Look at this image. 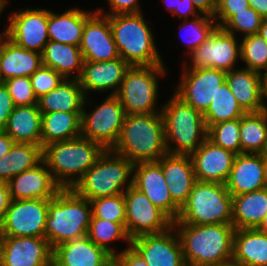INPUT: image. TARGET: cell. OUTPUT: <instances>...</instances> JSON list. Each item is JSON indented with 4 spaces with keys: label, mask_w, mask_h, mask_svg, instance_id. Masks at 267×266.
<instances>
[{
    "label": "cell",
    "mask_w": 267,
    "mask_h": 266,
    "mask_svg": "<svg viewBox=\"0 0 267 266\" xmlns=\"http://www.w3.org/2000/svg\"><path fill=\"white\" fill-rule=\"evenodd\" d=\"M42 65L41 53L20 47L6 37L0 52V82L16 77H30Z\"/></svg>",
    "instance_id": "26"
},
{
    "label": "cell",
    "mask_w": 267,
    "mask_h": 266,
    "mask_svg": "<svg viewBox=\"0 0 267 266\" xmlns=\"http://www.w3.org/2000/svg\"><path fill=\"white\" fill-rule=\"evenodd\" d=\"M116 257L125 266H149L140 253L132 245L119 252Z\"/></svg>",
    "instance_id": "49"
},
{
    "label": "cell",
    "mask_w": 267,
    "mask_h": 266,
    "mask_svg": "<svg viewBox=\"0 0 267 266\" xmlns=\"http://www.w3.org/2000/svg\"><path fill=\"white\" fill-rule=\"evenodd\" d=\"M161 109L167 153L191 155L207 139L208 129L203 114L175 93ZM169 143L176 144V149Z\"/></svg>",
    "instance_id": "6"
},
{
    "label": "cell",
    "mask_w": 267,
    "mask_h": 266,
    "mask_svg": "<svg viewBox=\"0 0 267 266\" xmlns=\"http://www.w3.org/2000/svg\"><path fill=\"white\" fill-rule=\"evenodd\" d=\"M126 201L125 229L129 238L166 231L173 222L148 197L133 185L124 192Z\"/></svg>",
    "instance_id": "11"
},
{
    "label": "cell",
    "mask_w": 267,
    "mask_h": 266,
    "mask_svg": "<svg viewBox=\"0 0 267 266\" xmlns=\"http://www.w3.org/2000/svg\"><path fill=\"white\" fill-rule=\"evenodd\" d=\"M6 37H7V30L5 29V31L2 34H0V52H1V48Z\"/></svg>",
    "instance_id": "63"
},
{
    "label": "cell",
    "mask_w": 267,
    "mask_h": 266,
    "mask_svg": "<svg viewBox=\"0 0 267 266\" xmlns=\"http://www.w3.org/2000/svg\"><path fill=\"white\" fill-rule=\"evenodd\" d=\"M10 202L11 198L8 183L0 182V228L4 223Z\"/></svg>",
    "instance_id": "50"
},
{
    "label": "cell",
    "mask_w": 267,
    "mask_h": 266,
    "mask_svg": "<svg viewBox=\"0 0 267 266\" xmlns=\"http://www.w3.org/2000/svg\"><path fill=\"white\" fill-rule=\"evenodd\" d=\"M173 224H232V195L226 185L196 181Z\"/></svg>",
    "instance_id": "8"
},
{
    "label": "cell",
    "mask_w": 267,
    "mask_h": 266,
    "mask_svg": "<svg viewBox=\"0 0 267 266\" xmlns=\"http://www.w3.org/2000/svg\"><path fill=\"white\" fill-rule=\"evenodd\" d=\"M7 183L11 200L52 199L62 189L44 161L14 176Z\"/></svg>",
    "instance_id": "21"
},
{
    "label": "cell",
    "mask_w": 267,
    "mask_h": 266,
    "mask_svg": "<svg viewBox=\"0 0 267 266\" xmlns=\"http://www.w3.org/2000/svg\"><path fill=\"white\" fill-rule=\"evenodd\" d=\"M225 185L232 196L264 189V157L253 153L236 155Z\"/></svg>",
    "instance_id": "24"
},
{
    "label": "cell",
    "mask_w": 267,
    "mask_h": 266,
    "mask_svg": "<svg viewBox=\"0 0 267 266\" xmlns=\"http://www.w3.org/2000/svg\"><path fill=\"white\" fill-rule=\"evenodd\" d=\"M7 0H0V13L2 12L3 8L7 5Z\"/></svg>",
    "instance_id": "64"
},
{
    "label": "cell",
    "mask_w": 267,
    "mask_h": 266,
    "mask_svg": "<svg viewBox=\"0 0 267 266\" xmlns=\"http://www.w3.org/2000/svg\"><path fill=\"white\" fill-rule=\"evenodd\" d=\"M132 185L142 191L172 222L180 208L172 201L162 167L157 161L139 162L133 166Z\"/></svg>",
    "instance_id": "17"
},
{
    "label": "cell",
    "mask_w": 267,
    "mask_h": 266,
    "mask_svg": "<svg viewBox=\"0 0 267 266\" xmlns=\"http://www.w3.org/2000/svg\"><path fill=\"white\" fill-rule=\"evenodd\" d=\"M130 67L121 57L101 62L84 61L78 81L85 97L89 90L104 92L113 88L111 95H115Z\"/></svg>",
    "instance_id": "22"
},
{
    "label": "cell",
    "mask_w": 267,
    "mask_h": 266,
    "mask_svg": "<svg viewBox=\"0 0 267 266\" xmlns=\"http://www.w3.org/2000/svg\"><path fill=\"white\" fill-rule=\"evenodd\" d=\"M262 77L263 74L246 68L226 74L231 92L246 113L263 111Z\"/></svg>",
    "instance_id": "27"
},
{
    "label": "cell",
    "mask_w": 267,
    "mask_h": 266,
    "mask_svg": "<svg viewBox=\"0 0 267 266\" xmlns=\"http://www.w3.org/2000/svg\"><path fill=\"white\" fill-rule=\"evenodd\" d=\"M133 166L124 156L107 149L72 189L89 201L119 195L132 185ZM128 178L130 181L124 190Z\"/></svg>",
    "instance_id": "7"
},
{
    "label": "cell",
    "mask_w": 267,
    "mask_h": 266,
    "mask_svg": "<svg viewBox=\"0 0 267 266\" xmlns=\"http://www.w3.org/2000/svg\"><path fill=\"white\" fill-rule=\"evenodd\" d=\"M186 266H218L232 261V224H173Z\"/></svg>",
    "instance_id": "1"
},
{
    "label": "cell",
    "mask_w": 267,
    "mask_h": 266,
    "mask_svg": "<svg viewBox=\"0 0 267 266\" xmlns=\"http://www.w3.org/2000/svg\"><path fill=\"white\" fill-rule=\"evenodd\" d=\"M14 108L15 105L8 88L3 82H0V130H3L6 126L8 118Z\"/></svg>",
    "instance_id": "47"
},
{
    "label": "cell",
    "mask_w": 267,
    "mask_h": 266,
    "mask_svg": "<svg viewBox=\"0 0 267 266\" xmlns=\"http://www.w3.org/2000/svg\"><path fill=\"white\" fill-rule=\"evenodd\" d=\"M86 97L78 79H64L55 89L38 98L41 113L82 112Z\"/></svg>",
    "instance_id": "32"
},
{
    "label": "cell",
    "mask_w": 267,
    "mask_h": 266,
    "mask_svg": "<svg viewBox=\"0 0 267 266\" xmlns=\"http://www.w3.org/2000/svg\"><path fill=\"white\" fill-rule=\"evenodd\" d=\"M164 65L131 66L115 94L128 114H154L158 96L157 75H164Z\"/></svg>",
    "instance_id": "9"
},
{
    "label": "cell",
    "mask_w": 267,
    "mask_h": 266,
    "mask_svg": "<svg viewBox=\"0 0 267 266\" xmlns=\"http://www.w3.org/2000/svg\"><path fill=\"white\" fill-rule=\"evenodd\" d=\"M184 23L187 24V26H190H188L187 29L191 28L189 30L191 31V34H189L188 37L190 39L187 41L188 53L197 49L204 41L209 38L213 31L218 27L214 18L205 14H203V16L199 15L195 18H192V20H188V22L187 20H184L183 25H185ZM181 27L184 28V26H180V28ZM182 28L181 30H183Z\"/></svg>",
    "instance_id": "43"
},
{
    "label": "cell",
    "mask_w": 267,
    "mask_h": 266,
    "mask_svg": "<svg viewBox=\"0 0 267 266\" xmlns=\"http://www.w3.org/2000/svg\"><path fill=\"white\" fill-rule=\"evenodd\" d=\"M43 161V147L30 143H14L10 151L0 158V182L29 170Z\"/></svg>",
    "instance_id": "35"
},
{
    "label": "cell",
    "mask_w": 267,
    "mask_h": 266,
    "mask_svg": "<svg viewBox=\"0 0 267 266\" xmlns=\"http://www.w3.org/2000/svg\"><path fill=\"white\" fill-rule=\"evenodd\" d=\"M262 93H263V111H267L266 102L264 101V99L267 97V73H263V77H262Z\"/></svg>",
    "instance_id": "55"
},
{
    "label": "cell",
    "mask_w": 267,
    "mask_h": 266,
    "mask_svg": "<svg viewBox=\"0 0 267 266\" xmlns=\"http://www.w3.org/2000/svg\"><path fill=\"white\" fill-rule=\"evenodd\" d=\"M248 2L263 19H267V0H248Z\"/></svg>",
    "instance_id": "54"
},
{
    "label": "cell",
    "mask_w": 267,
    "mask_h": 266,
    "mask_svg": "<svg viewBox=\"0 0 267 266\" xmlns=\"http://www.w3.org/2000/svg\"><path fill=\"white\" fill-rule=\"evenodd\" d=\"M41 125L42 113L37 104L15 106L3 130L15 143L41 146Z\"/></svg>",
    "instance_id": "28"
},
{
    "label": "cell",
    "mask_w": 267,
    "mask_h": 266,
    "mask_svg": "<svg viewBox=\"0 0 267 266\" xmlns=\"http://www.w3.org/2000/svg\"><path fill=\"white\" fill-rule=\"evenodd\" d=\"M92 215L112 222H126V201L124 193L91 200Z\"/></svg>",
    "instance_id": "41"
},
{
    "label": "cell",
    "mask_w": 267,
    "mask_h": 266,
    "mask_svg": "<svg viewBox=\"0 0 267 266\" xmlns=\"http://www.w3.org/2000/svg\"><path fill=\"white\" fill-rule=\"evenodd\" d=\"M157 162L162 167L172 201L181 209L196 182L190 155L166 153Z\"/></svg>",
    "instance_id": "23"
},
{
    "label": "cell",
    "mask_w": 267,
    "mask_h": 266,
    "mask_svg": "<svg viewBox=\"0 0 267 266\" xmlns=\"http://www.w3.org/2000/svg\"><path fill=\"white\" fill-rule=\"evenodd\" d=\"M245 113L225 81L220 85L203 117L208 129L213 124L241 118Z\"/></svg>",
    "instance_id": "37"
},
{
    "label": "cell",
    "mask_w": 267,
    "mask_h": 266,
    "mask_svg": "<svg viewBox=\"0 0 267 266\" xmlns=\"http://www.w3.org/2000/svg\"><path fill=\"white\" fill-rule=\"evenodd\" d=\"M236 154L215 145L208 138L193 152L196 181L226 184Z\"/></svg>",
    "instance_id": "20"
},
{
    "label": "cell",
    "mask_w": 267,
    "mask_h": 266,
    "mask_svg": "<svg viewBox=\"0 0 267 266\" xmlns=\"http://www.w3.org/2000/svg\"><path fill=\"white\" fill-rule=\"evenodd\" d=\"M196 7L200 11L201 14L209 15L211 17L214 16L217 6V0H191Z\"/></svg>",
    "instance_id": "51"
},
{
    "label": "cell",
    "mask_w": 267,
    "mask_h": 266,
    "mask_svg": "<svg viewBox=\"0 0 267 266\" xmlns=\"http://www.w3.org/2000/svg\"><path fill=\"white\" fill-rule=\"evenodd\" d=\"M109 18L120 57L131 66L163 64L142 13L115 14Z\"/></svg>",
    "instance_id": "5"
},
{
    "label": "cell",
    "mask_w": 267,
    "mask_h": 266,
    "mask_svg": "<svg viewBox=\"0 0 267 266\" xmlns=\"http://www.w3.org/2000/svg\"><path fill=\"white\" fill-rule=\"evenodd\" d=\"M49 200H11L0 236L45 237Z\"/></svg>",
    "instance_id": "12"
},
{
    "label": "cell",
    "mask_w": 267,
    "mask_h": 266,
    "mask_svg": "<svg viewBox=\"0 0 267 266\" xmlns=\"http://www.w3.org/2000/svg\"><path fill=\"white\" fill-rule=\"evenodd\" d=\"M267 134V111L248 112L240 118L241 154H258Z\"/></svg>",
    "instance_id": "36"
},
{
    "label": "cell",
    "mask_w": 267,
    "mask_h": 266,
    "mask_svg": "<svg viewBox=\"0 0 267 266\" xmlns=\"http://www.w3.org/2000/svg\"><path fill=\"white\" fill-rule=\"evenodd\" d=\"M64 79L54 69L43 65L30 76L32 88L37 98L55 89Z\"/></svg>",
    "instance_id": "45"
},
{
    "label": "cell",
    "mask_w": 267,
    "mask_h": 266,
    "mask_svg": "<svg viewBox=\"0 0 267 266\" xmlns=\"http://www.w3.org/2000/svg\"><path fill=\"white\" fill-rule=\"evenodd\" d=\"M232 261L246 266H267V233L256 228L236 229Z\"/></svg>",
    "instance_id": "29"
},
{
    "label": "cell",
    "mask_w": 267,
    "mask_h": 266,
    "mask_svg": "<svg viewBox=\"0 0 267 266\" xmlns=\"http://www.w3.org/2000/svg\"><path fill=\"white\" fill-rule=\"evenodd\" d=\"M198 13L191 0H180L179 11H174L173 14H178L180 19L183 18V16L187 19V17L191 15L194 17L199 16L200 14Z\"/></svg>",
    "instance_id": "52"
},
{
    "label": "cell",
    "mask_w": 267,
    "mask_h": 266,
    "mask_svg": "<svg viewBox=\"0 0 267 266\" xmlns=\"http://www.w3.org/2000/svg\"><path fill=\"white\" fill-rule=\"evenodd\" d=\"M264 180L265 188H267V158H264Z\"/></svg>",
    "instance_id": "62"
},
{
    "label": "cell",
    "mask_w": 267,
    "mask_h": 266,
    "mask_svg": "<svg viewBox=\"0 0 267 266\" xmlns=\"http://www.w3.org/2000/svg\"><path fill=\"white\" fill-rule=\"evenodd\" d=\"M8 88L15 106H28L38 103L30 77H16L3 82Z\"/></svg>",
    "instance_id": "44"
},
{
    "label": "cell",
    "mask_w": 267,
    "mask_h": 266,
    "mask_svg": "<svg viewBox=\"0 0 267 266\" xmlns=\"http://www.w3.org/2000/svg\"><path fill=\"white\" fill-rule=\"evenodd\" d=\"M104 151L99 143L80 136L43 147V161L55 182L62 189H71Z\"/></svg>",
    "instance_id": "4"
},
{
    "label": "cell",
    "mask_w": 267,
    "mask_h": 266,
    "mask_svg": "<svg viewBox=\"0 0 267 266\" xmlns=\"http://www.w3.org/2000/svg\"><path fill=\"white\" fill-rule=\"evenodd\" d=\"M192 67L188 69L214 68L229 72L234 69L240 55V44L235 34L217 27L209 38L190 53Z\"/></svg>",
    "instance_id": "13"
},
{
    "label": "cell",
    "mask_w": 267,
    "mask_h": 266,
    "mask_svg": "<svg viewBox=\"0 0 267 266\" xmlns=\"http://www.w3.org/2000/svg\"><path fill=\"white\" fill-rule=\"evenodd\" d=\"M110 13H105L104 16L115 14L140 13L138 0H108Z\"/></svg>",
    "instance_id": "48"
},
{
    "label": "cell",
    "mask_w": 267,
    "mask_h": 266,
    "mask_svg": "<svg viewBox=\"0 0 267 266\" xmlns=\"http://www.w3.org/2000/svg\"><path fill=\"white\" fill-rule=\"evenodd\" d=\"M11 13L6 28L7 37L20 47L42 54L49 41L48 10L26 9Z\"/></svg>",
    "instance_id": "16"
},
{
    "label": "cell",
    "mask_w": 267,
    "mask_h": 266,
    "mask_svg": "<svg viewBox=\"0 0 267 266\" xmlns=\"http://www.w3.org/2000/svg\"><path fill=\"white\" fill-rule=\"evenodd\" d=\"M81 114L63 111L42 113L41 146L80 137Z\"/></svg>",
    "instance_id": "33"
},
{
    "label": "cell",
    "mask_w": 267,
    "mask_h": 266,
    "mask_svg": "<svg viewBox=\"0 0 267 266\" xmlns=\"http://www.w3.org/2000/svg\"><path fill=\"white\" fill-rule=\"evenodd\" d=\"M84 59L79 46L49 40L42 52L43 66L50 67L65 79L76 71L78 79L82 72ZM78 70V71H77Z\"/></svg>",
    "instance_id": "34"
},
{
    "label": "cell",
    "mask_w": 267,
    "mask_h": 266,
    "mask_svg": "<svg viewBox=\"0 0 267 266\" xmlns=\"http://www.w3.org/2000/svg\"><path fill=\"white\" fill-rule=\"evenodd\" d=\"M14 143L4 130H0V158L10 151Z\"/></svg>",
    "instance_id": "53"
},
{
    "label": "cell",
    "mask_w": 267,
    "mask_h": 266,
    "mask_svg": "<svg viewBox=\"0 0 267 266\" xmlns=\"http://www.w3.org/2000/svg\"><path fill=\"white\" fill-rule=\"evenodd\" d=\"M81 114V136L99 143L105 150L118 141L126 113L116 95H109L92 113Z\"/></svg>",
    "instance_id": "10"
},
{
    "label": "cell",
    "mask_w": 267,
    "mask_h": 266,
    "mask_svg": "<svg viewBox=\"0 0 267 266\" xmlns=\"http://www.w3.org/2000/svg\"><path fill=\"white\" fill-rule=\"evenodd\" d=\"M258 154H260L264 158H267V134H266V139L261 148V151Z\"/></svg>",
    "instance_id": "60"
},
{
    "label": "cell",
    "mask_w": 267,
    "mask_h": 266,
    "mask_svg": "<svg viewBox=\"0 0 267 266\" xmlns=\"http://www.w3.org/2000/svg\"><path fill=\"white\" fill-rule=\"evenodd\" d=\"M240 59L245 61L246 69L267 73V42L259 34L243 37L240 43Z\"/></svg>",
    "instance_id": "39"
},
{
    "label": "cell",
    "mask_w": 267,
    "mask_h": 266,
    "mask_svg": "<svg viewBox=\"0 0 267 266\" xmlns=\"http://www.w3.org/2000/svg\"><path fill=\"white\" fill-rule=\"evenodd\" d=\"M87 237L112 256H116L117 253L110 247L109 242L123 239L129 242V246L131 245V239L125 229V222H112L95 218L93 215L91 216Z\"/></svg>",
    "instance_id": "38"
},
{
    "label": "cell",
    "mask_w": 267,
    "mask_h": 266,
    "mask_svg": "<svg viewBox=\"0 0 267 266\" xmlns=\"http://www.w3.org/2000/svg\"><path fill=\"white\" fill-rule=\"evenodd\" d=\"M258 231L267 233V213L264 216L262 222L260 223V225L256 228Z\"/></svg>",
    "instance_id": "58"
},
{
    "label": "cell",
    "mask_w": 267,
    "mask_h": 266,
    "mask_svg": "<svg viewBox=\"0 0 267 266\" xmlns=\"http://www.w3.org/2000/svg\"><path fill=\"white\" fill-rule=\"evenodd\" d=\"M111 150L133 164L158 161L167 153L161 112L126 115L118 141Z\"/></svg>",
    "instance_id": "2"
},
{
    "label": "cell",
    "mask_w": 267,
    "mask_h": 266,
    "mask_svg": "<svg viewBox=\"0 0 267 266\" xmlns=\"http://www.w3.org/2000/svg\"><path fill=\"white\" fill-rule=\"evenodd\" d=\"M113 256L87 236L61 243L53 249V266H108Z\"/></svg>",
    "instance_id": "25"
},
{
    "label": "cell",
    "mask_w": 267,
    "mask_h": 266,
    "mask_svg": "<svg viewBox=\"0 0 267 266\" xmlns=\"http://www.w3.org/2000/svg\"><path fill=\"white\" fill-rule=\"evenodd\" d=\"M172 225L166 231L147 234L131 240L149 266H186L178 234Z\"/></svg>",
    "instance_id": "18"
},
{
    "label": "cell",
    "mask_w": 267,
    "mask_h": 266,
    "mask_svg": "<svg viewBox=\"0 0 267 266\" xmlns=\"http://www.w3.org/2000/svg\"><path fill=\"white\" fill-rule=\"evenodd\" d=\"M102 8L85 22L80 50L84 61L101 62L120 58L113 39L109 18Z\"/></svg>",
    "instance_id": "19"
},
{
    "label": "cell",
    "mask_w": 267,
    "mask_h": 266,
    "mask_svg": "<svg viewBox=\"0 0 267 266\" xmlns=\"http://www.w3.org/2000/svg\"><path fill=\"white\" fill-rule=\"evenodd\" d=\"M239 131L240 118L223 121L213 124L208 128L207 138L215 145L238 155L241 154Z\"/></svg>",
    "instance_id": "40"
},
{
    "label": "cell",
    "mask_w": 267,
    "mask_h": 266,
    "mask_svg": "<svg viewBox=\"0 0 267 266\" xmlns=\"http://www.w3.org/2000/svg\"><path fill=\"white\" fill-rule=\"evenodd\" d=\"M91 202L72 188L61 189L49 200L45 238L52 249L61 243L87 236Z\"/></svg>",
    "instance_id": "3"
},
{
    "label": "cell",
    "mask_w": 267,
    "mask_h": 266,
    "mask_svg": "<svg viewBox=\"0 0 267 266\" xmlns=\"http://www.w3.org/2000/svg\"><path fill=\"white\" fill-rule=\"evenodd\" d=\"M175 94L194 109L204 114L226 81L227 72L214 68L183 70Z\"/></svg>",
    "instance_id": "14"
},
{
    "label": "cell",
    "mask_w": 267,
    "mask_h": 266,
    "mask_svg": "<svg viewBox=\"0 0 267 266\" xmlns=\"http://www.w3.org/2000/svg\"><path fill=\"white\" fill-rule=\"evenodd\" d=\"M167 1V3H168V8L167 9H169V11L173 14L174 13V11H179V4H180V0H166ZM171 1V2H170ZM166 3V4H167Z\"/></svg>",
    "instance_id": "56"
},
{
    "label": "cell",
    "mask_w": 267,
    "mask_h": 266,
    "mask_svg": "<svg viewBox=\"0 0 267 266\" xmlns=\"http://www.w3.org/2000/svg\"><path fill=\"white\" fill-rule=\"evenodd\" d=\"M108 266H125L116 256H113L109 262Z\"/></svg>",
    "instance_id": "59"
},
{
    "label": "cell",
    "mask_w": 267,
    "mask_h": 266,
    "mask_svg": "<svg viewBox=\"0 0 267 266\" xmlns=\"http://www.w3.org/2000/svg\"><path fill=\"white\" fill-rule=\"evenodd\" d=\"M218 266H246V265H243V264H240V263H236L234 261H229V262L220 264Z\"/></svg>",
    "instance_id": "61"
},
{
    "label": "cell",
    "mask_w": 267,
    "mask_h": 266,
    "mask_svg": "<svg viewBox=\"0 0 267 266\" xmlns=\"http://www.w3.org/2000/svg\"><path fill=\"white\" fill-rule=\"evenodd\" d=\"M258 34L267 42V19H263Z\"/></svg>",
    "instance_id": "57"
},
{
    "label": "cell",
    "mask_w": 267,
    "mask_h": 266,
    "mask_svg": "<svg viewBox=\"0 0 267 266\" xmlns=\"http://www.w3.org/2000/svg\"><path fill=\"white\" fill-rule=\"evenodd\" d=\"M267 213V188L232 196V225L235 229L257 228Z\"/></svg>",
    "instance_id": "31"
},
{
    "label": "cell",
    "mask_w": 267,
    "mask_h": 266,
    "mask_svg": "<svg viewBox=\"0 0 267 266\" xmlns=\"http://www.w3.org/2000/svg\"><path fill=\"white\" fill-rule=\"evenodd\" d=\"M78 8H72L62 14L48 11L49 40L80 46L85 22L93 15Z\"/></svg>",
    "instance_id": "30"
},
{
    "label": "cell",
    "mask_w": 267,
    "mask_h": 266,
    "mask_svg": "<svg viewBox=\"0 0 267 266\" xmlns=\"http://www.w3.org/2000/svg\"><path fill=\"white\" fill-rule=\"evenodd\" d=\"M0 266H53V249L45 237L0 236Z\"/></svg>",
    "instance_id": "15"
},
{
    "label": "cell",
    "mask_w": 267,
    "mask_h": 266,
    "mask_svg": "<svg viewBox=\"0 0 267 266\" xmlns=\"http://www.w3.org/2000/svg\"><path fill=\"white\" fill-rule=\"evenodd\" d=\"M250 7L248 0H217L216 11L213 16L217 26L221 28L236 12L244 11Z\"/></svg>",
    "instance_id": "46"
},
{
    "label": "cell",
    "mask_w": 267,
    "mask_h": 266,
    "mask_svg": "<svg viewBox=\"0 0 267 266\" xmlns=\"http://www.w3.org/2000/svg\"><path fill=\"white\" fill-rule=\"evenodd\" d=\"M263 18L252 7L244 11L236 12L221 28L233 34L237 32L245 33L243 37L258 34ZM235 31V32H234Z\"/></svg>",
    "instance_id": "42"
}]
</instances>
